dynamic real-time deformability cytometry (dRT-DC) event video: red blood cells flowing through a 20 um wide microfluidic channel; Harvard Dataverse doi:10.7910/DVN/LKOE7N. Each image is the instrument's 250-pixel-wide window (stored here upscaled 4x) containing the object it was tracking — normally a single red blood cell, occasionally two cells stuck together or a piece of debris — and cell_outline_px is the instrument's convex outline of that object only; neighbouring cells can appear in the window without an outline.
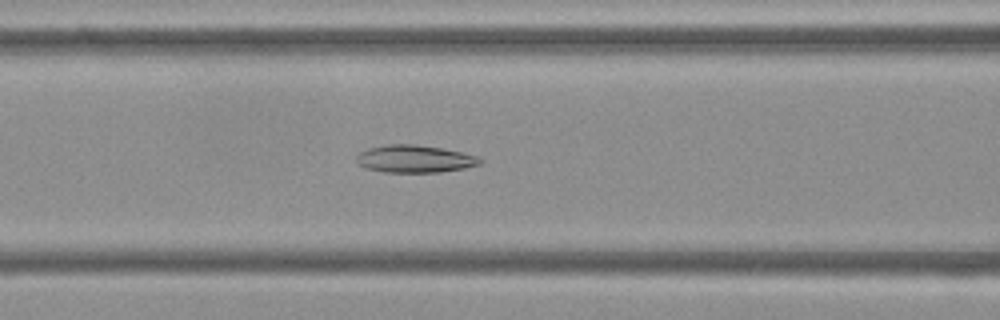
{"species": "Egyptian fruit bat (a non-hibernating species)", "species_latin": "Rousettus aegyptiacus", "temperature_condition": "cold", "stored_images_in_passage": 48, "camera_frame_rate_fps": 3000, "um_per_image_px": 0.085, "frame": {"image": 1, "passage_image": 16, "time_ms": 5.0, "image_size_px": [1000, 320], "cell_outline_px": [[484, 160], [480, 164], [464, 168], [440, 172], [384, 172], [364, 168], [356, 164], [356, 156], [360, 152], [368, 148], [384, 144], [416, 144], [440, 148], [460, 152], [476, 156]], "centroid_in_image_um": [35.19, 13.5], "position_along_channel_um": 131.4, "area_um2": 19.88}}
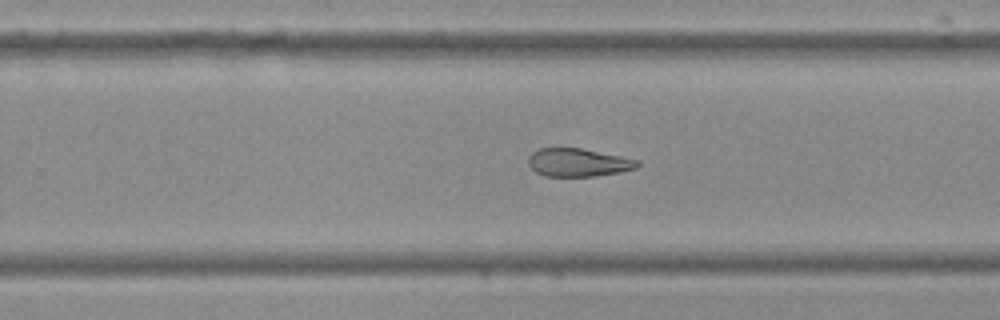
{"frame": {"image": 2, "passage_image": 28, "time_ms": 9.0, "image_size_px": [1000, 320], "cell_outline_px": [[640, 164], [636, 168], [620, 172], [592, 176], [544, 176], [536, 172], [528, 164], [528, 156], [532, 152], [540, 148], [580, 148], [640, 160]], "centroid_in_image_um": [49.13, 13.81], "position_along_channel_um": 280.7, "area_um2": 17.8}}
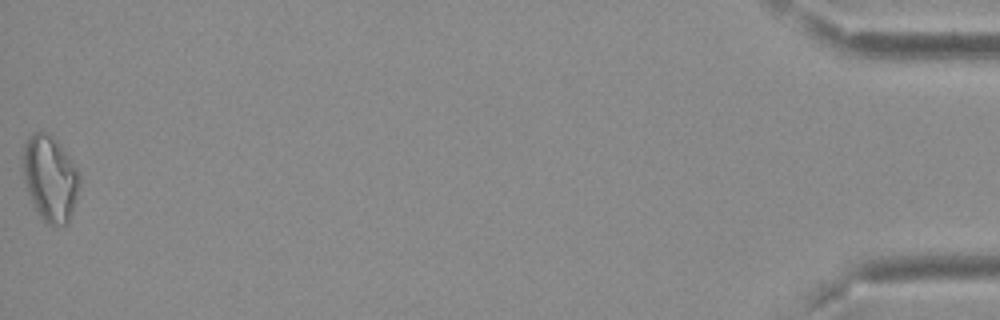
{"frame": {"image": 3, "passage_image": 48, "time_ms": 15.667, "image_size_px": [1000, 320], "cell_outline_px": [[80, 180], [72, 212], [68, 224], [44, 224], [36, 212], [32, 204], [20, 168], [24, 144], [32, 132], [44, 132], [52, 136], [60, 144], [72, 160], [80, 176]], "centroid_in_image_um": [4.21, 15.15], "position_along_channel_um": 431.0, "area_um2": 28.55}, "authors_computed_cell_mechanics": {"area_um2": 21.1259, "velocity_mm_per_s": 3.7344, "shape_relaxation_time_tau1_ms": null, "shape_relaxation_time_tau2_ms": 4.7324, "deformation_change_tau1": null, "deformation_change_tau2": 0.1013}}